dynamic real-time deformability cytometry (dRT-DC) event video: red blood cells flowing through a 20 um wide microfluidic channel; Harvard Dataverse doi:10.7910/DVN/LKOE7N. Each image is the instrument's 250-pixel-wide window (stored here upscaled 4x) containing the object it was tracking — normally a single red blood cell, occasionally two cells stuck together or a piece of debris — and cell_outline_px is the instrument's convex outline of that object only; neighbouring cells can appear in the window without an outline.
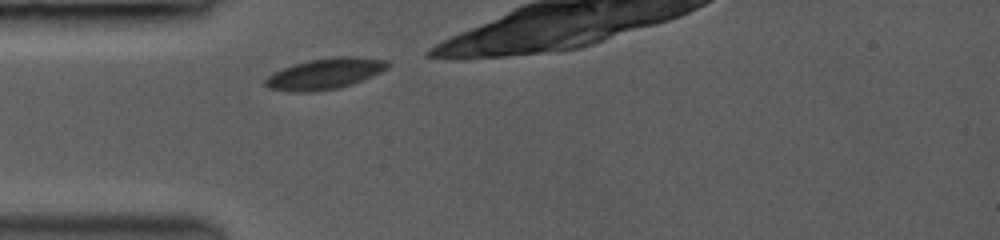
{"species": "common noctule bat (a hibernating species)", "species_latin": "Nyctalus noctula", "temperature_condition": "room temperature", "stored_images_in_passage": 7, "camera_frame_rate_fps": 3500, "um_per_image_px": 0.085, "animal": {"sex": "female", "body_mass_g": 19.0, "forearm_length_mm": 53.3}, "frame": {"image": 1, "passage_image": 1, "time_ms": 0.0, "image_size_px": [1000, 240], "cell_outline_px": [[388, 68], [380, 72], [352, 84], [336, 88], [300, 92], [268, 88], [264, 84], [264, 80], [268, 76], [284, 68], [308, 60], [332, 56], [356, 56], [388, 60]], "centroid_in_image_um": [27.64, 6.24], "position_along_channel_um": 57.4, "area_um2": 21.62}}
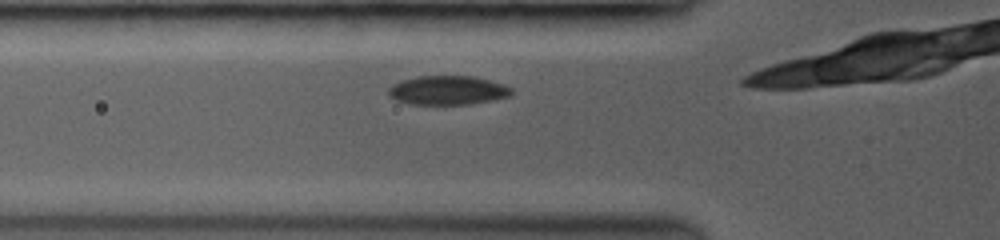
{"frame": {"image": 2, "passage_image": 3, "time_ms": 0.857, "image_size_px": [1000, 240], "cell_outline_px": [[512, 92], [508, 96], [492, 100], [468, 104], [412, 104], [396, 100], [388, 92], [388, 88], [392, 84], [404, 80], [420, 76], [472, 76], [488, 80], [512, 88]], "centroid_in_image_um": [38.04, 7.67], "position_along_channel_um": 87.8, "area_um2": 20.4}}
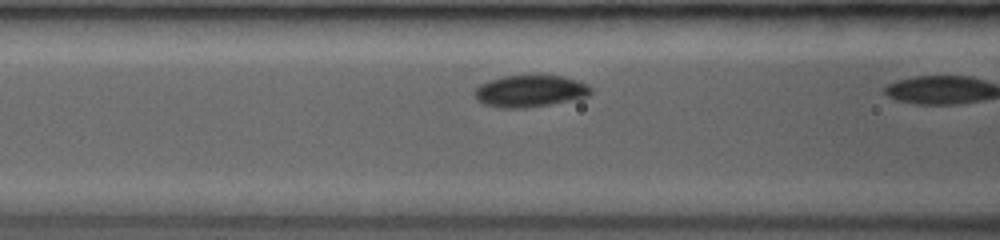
{"frame": {"image": 3, "passage_image": 6, "time_ms": 1.714, "image_size_px": [1000, 240], "cell_outline_px": [[592, 92], [588, 96], [548, 104], [524, 108], [504, 108], [484, 104], [476, 96], [476, 88], [480, 84], [488, 80], [500, 76], [564, 76], [588, 84], [592, 88]], "centroid_in_image_um": [45.07, 7.73], "position_along_channel_um": 121.5, "area_um2": 21.21}}